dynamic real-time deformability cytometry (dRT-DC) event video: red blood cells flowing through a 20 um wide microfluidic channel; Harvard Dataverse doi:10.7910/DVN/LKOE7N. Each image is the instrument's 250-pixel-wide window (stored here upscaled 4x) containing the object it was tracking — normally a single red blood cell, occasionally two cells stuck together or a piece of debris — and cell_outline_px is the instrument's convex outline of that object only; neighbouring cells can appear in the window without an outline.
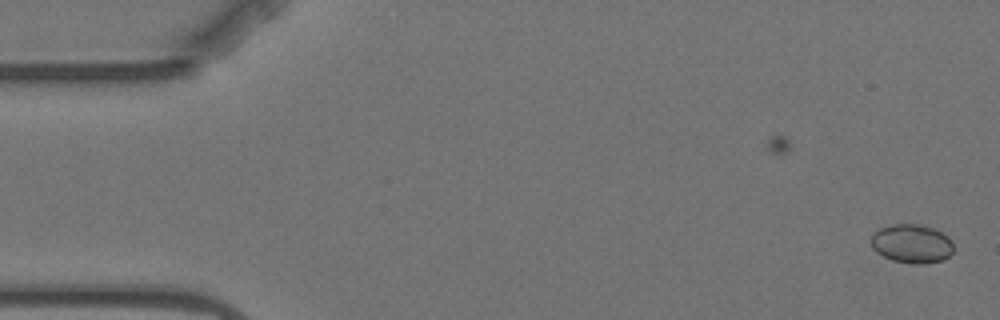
{"species": "Egyptian fruit bat (a non-hibernating species)", "species_latin": "Rousettus aegyptiacus", "temperature_condition": "warm", "stored_images_in_passage": 2, "camera_frame_rate_fps": 3000, "um_per_image_px": 0.085, "animal": {"sex": "female"}, "frame": {"image": 1, "passage_image": 2, "time_ms": 1.0, "image_size_px": [1000, 320], "cell_outline_px": [[952, 252], [944, 260], [924, 264], [912, 264], [892, 260], [876, 252], [872, 248], [872, 232], [880, 228], [892, 224], [916, 224], [932, 228], [948, 236], [952, 244]], "centroid_in_image_um": [77.48, 20.72], "position_along_channel_um": 7.5, "area_um2": 18.61}}